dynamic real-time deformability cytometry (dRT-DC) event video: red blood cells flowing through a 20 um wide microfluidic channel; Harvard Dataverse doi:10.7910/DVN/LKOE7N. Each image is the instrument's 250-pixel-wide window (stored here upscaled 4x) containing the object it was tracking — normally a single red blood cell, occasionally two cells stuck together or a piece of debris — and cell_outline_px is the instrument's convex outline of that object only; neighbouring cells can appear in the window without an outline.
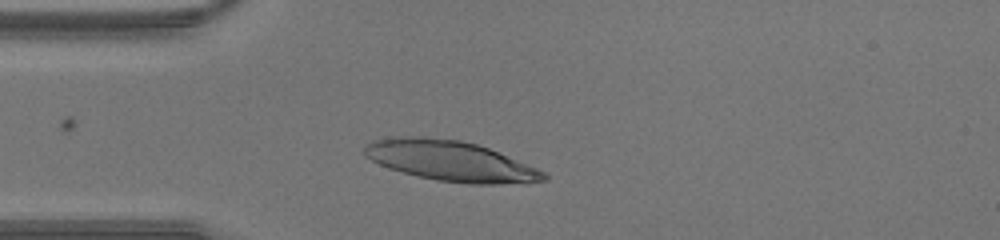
{"species": "human", "species_latin": "Homo sapiens", "temperature_condition": "warm", "stored_images_in_passage": 32, "camera_frame_rate_fps": 3000, "um_per_image_px": 0.085, "donor": {"sex": "male"}, "frame": {"image": 1, "passage_image": 7, "time_ms": 2.0, "image_size_px": [1000, 240], "cell_outline_px": [[548, 180], [528, 184], [468, 184], [436, 180], [388, 168], [364, 156], [364, 148], [372, 140], [404, 136], [424, 136], [460, 140], [476, 144], [488, 148], [536, 168], [544, 172], [548, 176]], "centroid_in_image_um": [38.33, 13.69], "position_along_channel_um": 46.7, "area_um2": 42.08}}
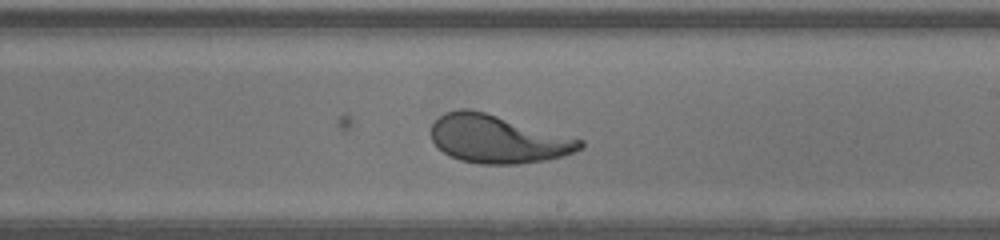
{"frame": {"image": 2, "passage_image": 21, "time_ms": 6.667, "image_size_px": [1000, 240], "cell_outline_px": [[584, 148], [560, 156], [544, 160], [516, 164], [480, 164], [460, 160], [444, 152], [432, 140], [432, 124], [444, 112], [460, 108], [468, 108], [484, 112], [584, 140]], "centroid_in_image_um": [42.3, 11.81], "position_along_channel_um": 246.7, "area_um2": 41.21}}
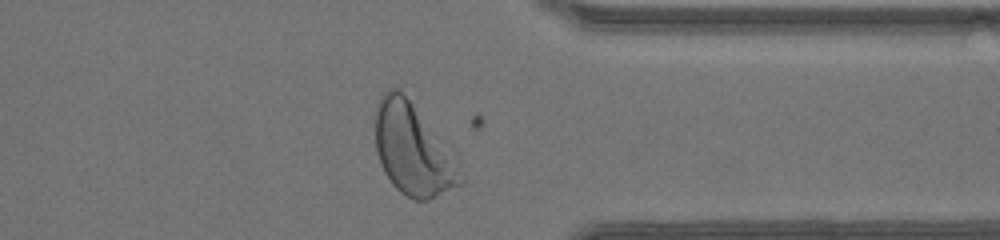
{"frame": {"image": 3, "passage_image": 30, "time_ms": 9.667, "image_size_px": [1000, 240], "cell_outline_px": [[464, 184], [428, 200], [416, 200], [400, 192], [392, 184], [384, 172], [380, 164], [376, 152], [376, 104], [380, 96], [388, 88], [400, 88], [456, 152], [460, 160], [464, 172]], "centroid_in_image_um": [35.18, 12.71], "position_along_channel_um": 376.2, "area_um2": 46.82}}